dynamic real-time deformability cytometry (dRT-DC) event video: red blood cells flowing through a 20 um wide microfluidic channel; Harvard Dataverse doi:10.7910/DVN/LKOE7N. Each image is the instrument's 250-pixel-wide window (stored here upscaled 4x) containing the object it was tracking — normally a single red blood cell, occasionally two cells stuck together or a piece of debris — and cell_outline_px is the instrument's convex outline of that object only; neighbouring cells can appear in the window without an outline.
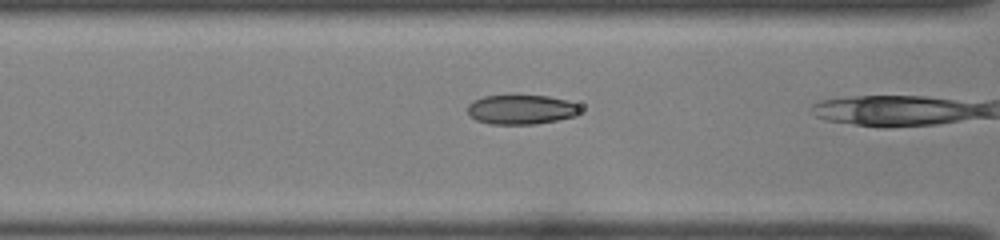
{"species": "common noctule bat (a hibernating species)", "species_latin": "Nyctalus noctula", "temperature_condition": "room temperature", "stored_images_in_passage": 5, "camera_frame_rate_fps": 3000, "um_per_image_px": 0.085, "animal": {"sex": "female", "body_mass_g": 22.0, "forearm_length_mm": 56.7}, "frame": {"image": 1, "passage_image": 4, "time_ms": 1.0, "image_size_px": [1000, 240], "cell_outline_px": [[580, 112], [576, 116], [536, 124], [492, 124], [476, 120], [468, 112], [468, 104], [472, 100], [484, 96], [512, 92], [548, 96], [568, 100], [576, 104], [580, 108]], "centroid_in_image_um": [44.29, 9.25], "position_along_channel_um": 122.3, "area_um2": 20.17}}